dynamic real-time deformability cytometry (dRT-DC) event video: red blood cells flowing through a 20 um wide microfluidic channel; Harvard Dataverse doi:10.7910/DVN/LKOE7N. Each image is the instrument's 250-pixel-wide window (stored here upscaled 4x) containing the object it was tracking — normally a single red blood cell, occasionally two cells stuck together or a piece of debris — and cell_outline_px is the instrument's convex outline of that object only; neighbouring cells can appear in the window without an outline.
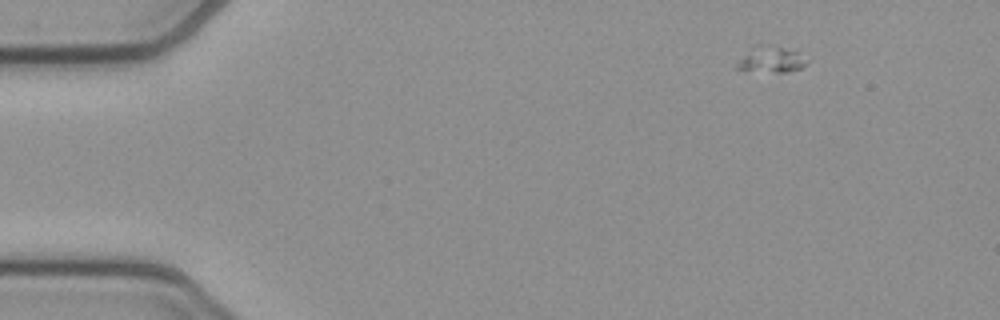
{"species": "common noctule bat (a hibernating species)", "species_latin": "Nyctalus noctula", "temperature_condition": "cold", "stored_images_in_passage": 49, "camera_frame_rate_fps": 3000, "um_per_image_px": 0.085, "animal": {"sex": "female", "body_mass_g": 21.9}, "frame": {"image": 1, "passage_image": 1, "time_ms": 0.0, "image_size_px": [1000, 320], "cell_outline_px": [[812, 56], [800, 68], [788, 72], [776, 72], [732, 68], [756, 44], [768, 44]], "centroid_in_image_um": [65.62, 5.04], "position_along_channel_um": 19.4, "area_um2": 10.52}}
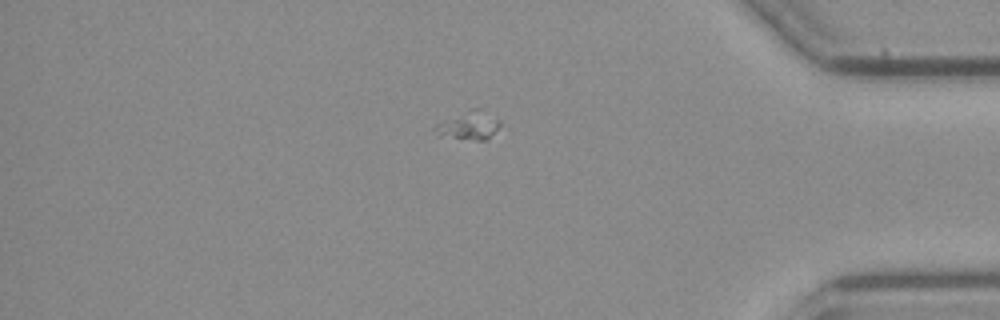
{"frame": {"image": 2, "passage_image": 41, "time_ms": 13.333, "image_size_px": [1000, 320], "cell_outline_px": [[500, 124], [484, 140], [476, 140], [440, 136], [432, 128], [436, 124], [444, 120], [472, 108], [480, 108], [500, 120]], "centroid_in_image_um": [39.81, 10.65], "position_along_channel_um": 395.4, "area_um2": 10.4}}
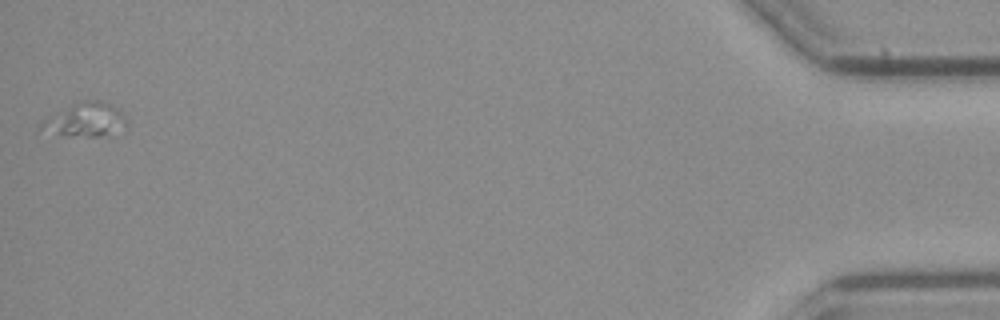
{"frame": {"image": 3, "passage_image": 49, "time_ms": 16.0, "image_size_px": [1000, 320], "cell_outline_px": [[128, 124], [96, 136], [88, 136], [56, 132], [40, 128], [40, 124], [44, 120], [72, 104], [80, 100], [100, 100], [112, 104], [128, 120]], "centroid_in_image_um": [7.3, 10.11], "position_along_channel_um": 427.9, "area_um2": 15.61}}